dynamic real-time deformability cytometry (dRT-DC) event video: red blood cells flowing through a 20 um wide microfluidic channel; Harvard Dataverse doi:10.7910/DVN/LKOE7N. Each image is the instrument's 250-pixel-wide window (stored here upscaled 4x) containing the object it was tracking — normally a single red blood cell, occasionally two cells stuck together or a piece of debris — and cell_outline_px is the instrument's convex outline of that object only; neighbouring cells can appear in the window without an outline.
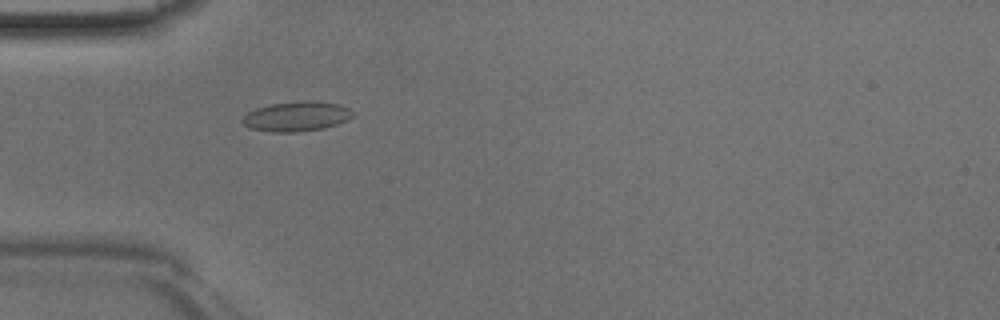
{"species": "Egyptian fruit bat (a non-hibernating species)", "species_latin": "Rousettus aegyptiacus", "temperature_condition": "room temperature", "stored_images_in_passage": 46, "camera_frame_rate_fps": 3000, "um_per_image_px": 0.085, "animal": {"sex": "male"}, "frame": {"image": 1, "passage_image": 14, "time_ms": 4.333, "image_size_px": [1000, 320], "cell_outline_px": [[356, 112], [348, 120], [324, 128], [296, 132], [272, 132], [248, 128], [240, 120], [248, 112], [256, 108], [272, 104], [304, 100], [308, 100], [340, 104]], "centroid_in_image_um": [25.21, 9.89], "position_along_channel_um": 59.8, "area_um2": 19.25}}
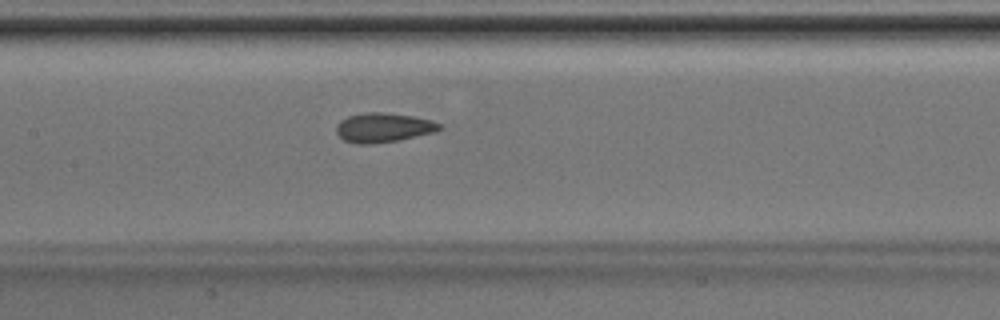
{"frame": {"image": 2, "passage_image": 22, "time_ms": 7.0, "image_size_px": [1000, 320], "cell_outline_px": [[444, 128], [436, 132], [400, 140], [372, 144], [360, 144], [344, 140], [336, 132], [336, 124], [340, 120], [348, 116], [364, 112], [384, 112], [412, 116], [432, 120], [440, 124]], "centroid_in_image_um": [32.6, 10.84], "position_along_channel_um": 174.8, "area_um2": 17.86}}
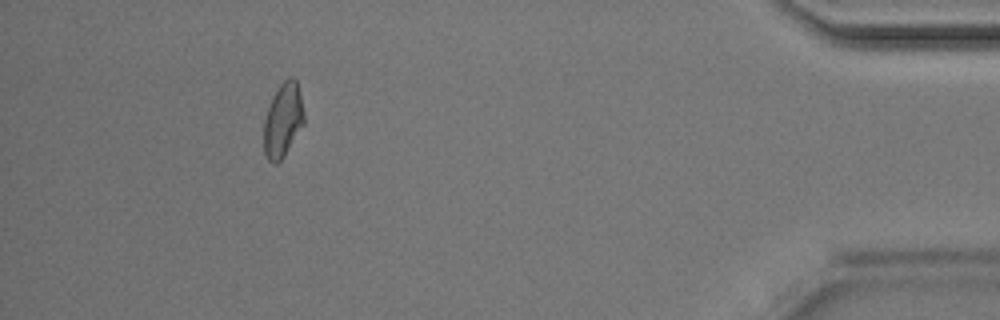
{"frame": {"image": 3, "passage_image": 42, "time_ms": 13.667, "image_size_px": [1000, 320], "cell_outline_px": [[304, 124], [284, 156], [276, 164], [272, 164], [268, 160], [264, 152], [264, 120], [272, 96], [280, 84], [284, 80], [292, 76], [296, 80], [304, 112]], "centroid_in_image_um": [24.04, 10.23], "position_along_channel_um": 411.2, "area_um2": 17.28}}